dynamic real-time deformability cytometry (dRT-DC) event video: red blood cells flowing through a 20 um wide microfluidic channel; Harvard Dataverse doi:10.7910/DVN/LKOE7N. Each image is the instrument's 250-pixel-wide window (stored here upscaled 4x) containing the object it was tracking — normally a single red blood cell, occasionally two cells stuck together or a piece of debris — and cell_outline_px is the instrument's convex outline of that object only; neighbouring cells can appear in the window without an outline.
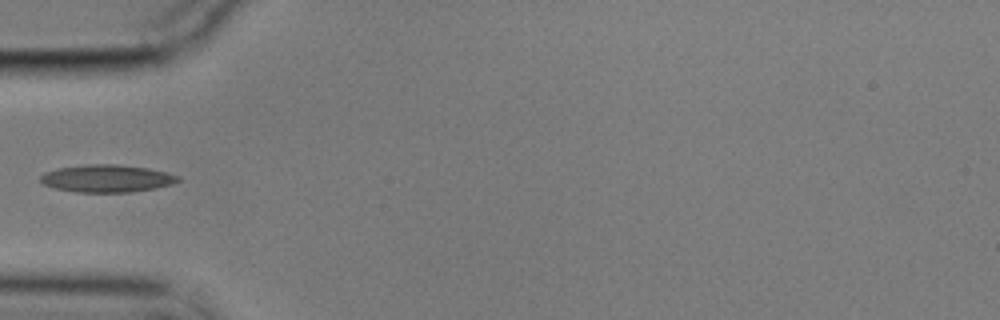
{"species": "common noctule bat (a hibernating species)", "species_latin": "Nyctalus noctula", "temperature_condition": "cold", "stored_images_in_passage": 13, "camera_frame_rate_fps": 3000, "um_per_image_px": 0.085, "animal": {"sex": "male", "body_mass_g": 17.9}, "frame": {"image": 1, "passage_image": 1, "time_ms": 0.0, "image_size_px": [1000, 320], "cell_outline_px": [[180, 180], [172, 184], [156, 188], [128, 192], [76, 192], [56, 188], [44, 184], [40, 180], [40, 176], [44, 172], [60, 168], [88, 164], [116, 164], [148, 168], [180, 176]], "centroid_in_image_um": [9.09, 15.17], "position_along_channel_um": 75.9, "area_um2": 21.85}}
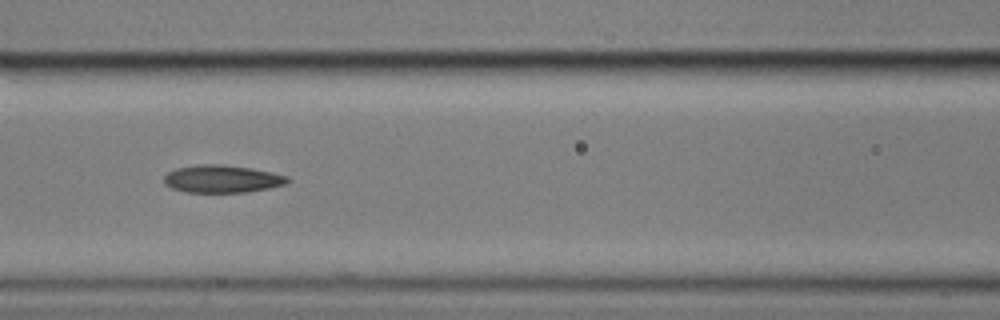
{"frame": {"image": 2, "passage_image": 7, "time_ms": 2.0, "image_size_px": [1000, 320], "cell_outline_px": [[292, 180], [284, 184], [268, 188], [244, 192], [184, 192], [172, 188], [164, 184], [164, 176], [168, 172], [176, 168], [196, 164], [220, 164], [252, 168], [272, 172], [288, 176]], "centroid_in_image_um": [18.86, 15.2], "position_along_channel_um": 147.7, "area_um2": 19.94}}
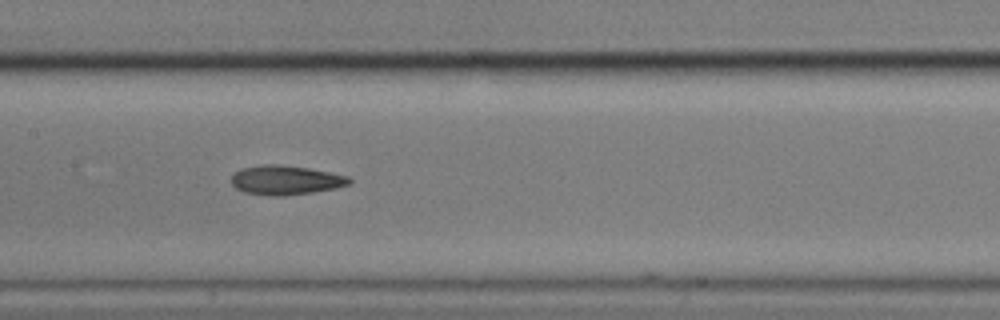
{"frame": {"image": 3, "passage_image": 10, "time_ms": 3.0, "image_size_px": [1000, 320], "cell_outline_px": [[352, 184], [336, 188], [312, 192], [284, 196], [272, 196], [244, 192], [236, 188], [232, 184], [232, 176], [240, 168], [264, 164], [280, 164], [308, 168], [348, 176], [352, 180]], "centroid_in_image_um": [24.29, 15.31], "position_along_channel_um": 183.1, "area_um2": 20.17}}